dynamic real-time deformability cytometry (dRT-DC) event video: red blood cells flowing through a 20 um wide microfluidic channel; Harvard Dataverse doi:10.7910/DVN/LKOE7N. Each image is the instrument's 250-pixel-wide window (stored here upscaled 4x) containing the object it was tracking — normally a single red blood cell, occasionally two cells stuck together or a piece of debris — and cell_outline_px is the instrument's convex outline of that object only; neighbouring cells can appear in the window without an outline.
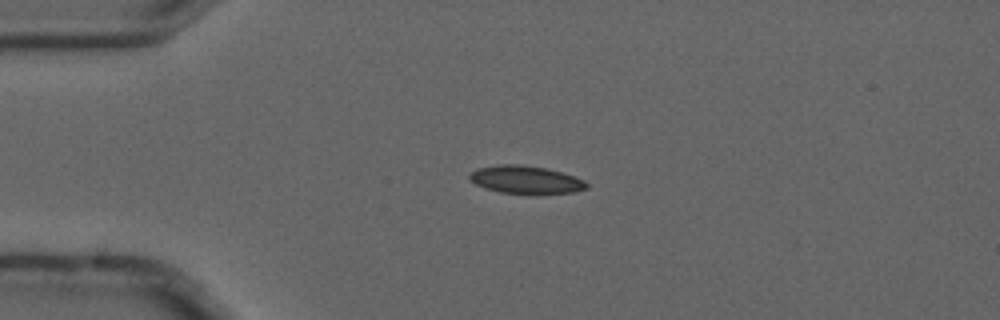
{"species": "common noctule bat (a hibernating species)", "species_latin": "Nyctalus noctula", "temperature_condition": "cold", "stored_images_in_passage": 4, "camera_frame_rate_fps": 3000, "um_per_image_px": 0.085, "animal": {"sex": "male", "forearm_length_mm": 52.5}, "frame": {"image": 1, "passage_image": 2, "time_ms": 0.333, "image_size_px": [1000, 320], "cell_outline_px": [[588, 188], [576, 192], [500, 192], [484, 188], [476, 184], [468, 176], [468, 172], [476, 168], [500, 164], [520, 164], [544, 168], [560, 172], [584, 180], [588, 184]], "centroid_in_image_um": [44.63, 15.24], "position_along_channel_um": 40.4, "area_um2": 18.5}}
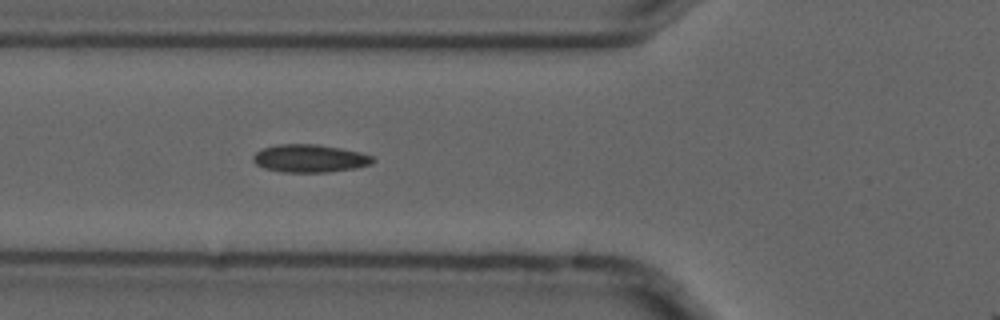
{"frame": {"image": 2, "passage_image": 4, "time_ms": 1.0, "image_size_px": [1000, 320], "cell_outline_px": [[376, 160], [372, 164], [356, 168], [328, 172], [280, 172], [264, 168], [256, 164], [252, 160], [252, 156], [256, 152], [264, 148], [276, 144], [316, 144], [340, 148], [360, 152], [372, 156]], "centroid_in_image_um": [26.33, 13.47], "position_along_channel_um": 99.5, "area_um2": 19.54}}